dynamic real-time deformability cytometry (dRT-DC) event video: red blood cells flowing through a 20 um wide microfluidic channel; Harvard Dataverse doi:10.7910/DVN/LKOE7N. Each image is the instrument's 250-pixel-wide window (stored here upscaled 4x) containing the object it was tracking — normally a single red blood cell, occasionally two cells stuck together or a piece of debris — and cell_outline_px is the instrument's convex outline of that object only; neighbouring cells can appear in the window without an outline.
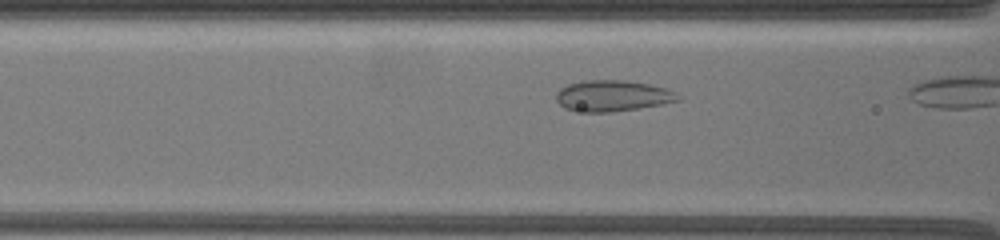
{"species": "common noctule bat (a hibernating species)", "species_latin": "Nyctalus noctula", "temperature_condition": "warm", "stored_images_in_passage": 6, "camera_frame_rate_fps": 3000, "um_per_image_px": 0.085, "animal": {"sex": "female", "body_mass_g": 19.5, "forearm_length_mm": 54.1}, "frame": {"image": 1, "passage_image": 5, "time_ms": 1.667, "image_size_px": [1000, 240], "cell_outline_px": [[680, 100], [660, 104], [612, 112], [584, 112], [564, 108], [556, 100], [556, 92], [560, 88], [568, 84], [584, 80], [624, 80], [648, 84], [668, 88], [676, 92], [680, 96]], "centroid_in_image_um": [52.05, 8.13], "position_along_channel_um": 114.5, "area_um2": 22.02}}